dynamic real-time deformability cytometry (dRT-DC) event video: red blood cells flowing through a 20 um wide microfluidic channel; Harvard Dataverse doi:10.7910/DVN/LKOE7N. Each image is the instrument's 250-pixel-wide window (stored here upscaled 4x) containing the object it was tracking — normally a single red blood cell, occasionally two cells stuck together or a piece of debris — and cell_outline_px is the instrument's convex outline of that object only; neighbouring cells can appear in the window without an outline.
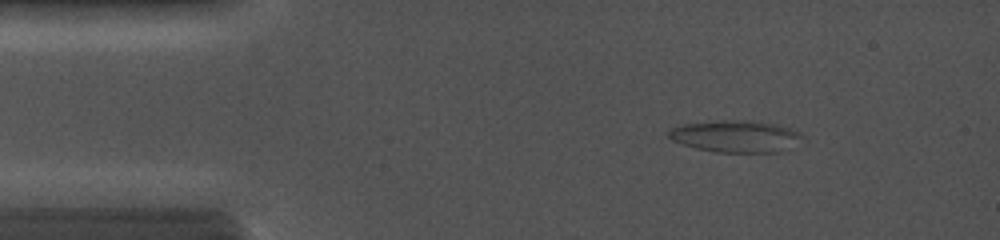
{"species": "common noctule bat (a hibernating species)", "species_latin": "Nyctalus noctula", "temperature_condition": "cold", "stored_images_in_passage": 42, "camera_frame_rate_fps": 5000, "um_per_image_px": 0.085, "animal": {"sex": "female", "body_mass_g": 19.0, "forearm_length_mm": 56.7}, "frame": {"image": 1, "passage_image": 5, "time_ms": 1.8, "image_size_px": [1000, 240], "cell_outline_px": [[804, 136], [788, 148], [776, 152], [716, 152], [696, 148], [672, 140], [668, 136], [668, 132], [672, 128], [684, 124], [724, 120], [744, 120], [776, 124], [800, 132]], "centroid_in_image_um": [62.52, 11.58], "position_along_channel_um": 22.5, "area_um2": 24.39}}
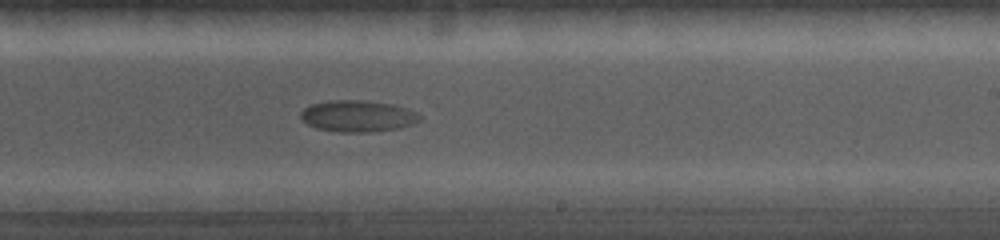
{"frame": {"image": 2, "passage_image": 29, "time_ms": 9.6, "image_size_px": [1000, 240], "cell_outline_px": [[420, 120], [412, 124], [400, 128], [372, 132], [340, 132], [316, 128], [300, 120], [300, 112], [304, 108], [312, 104], [332, 100], [360, 100], [392, 104], [408, 108], [416, 112], [420, 116]], "centroid_in_image_um": [30.4, 9.87], "position_along_channel_um": 258.6, "area_um2": 21.91}}
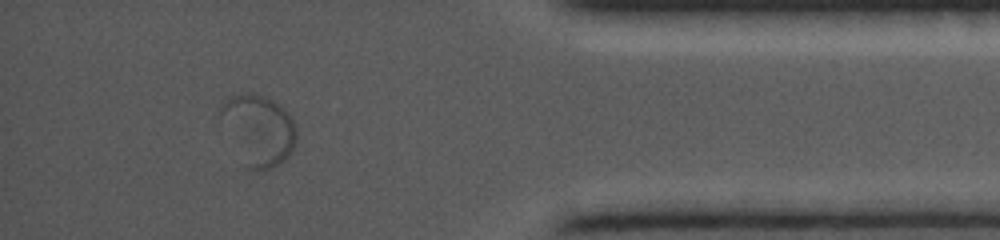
{"frame": {"image": 3, "passage_image": 39, "time_ms": 14.2, "image_size_px": [1000, 240], "cell_outline_px": [[296, 140], [292, 152], [284, 160], [272, 168], [256, 172], [252, 168], [220, 116], [220, 100], [244, 92], [252, 92], [264, 96], [272, 100], [284, 108], [288, 112], [296, 128]], "centroid_in_image_um": [22.04, 10.95], "position_along_channel_um": 413.2, "area_um2": 29.94}}